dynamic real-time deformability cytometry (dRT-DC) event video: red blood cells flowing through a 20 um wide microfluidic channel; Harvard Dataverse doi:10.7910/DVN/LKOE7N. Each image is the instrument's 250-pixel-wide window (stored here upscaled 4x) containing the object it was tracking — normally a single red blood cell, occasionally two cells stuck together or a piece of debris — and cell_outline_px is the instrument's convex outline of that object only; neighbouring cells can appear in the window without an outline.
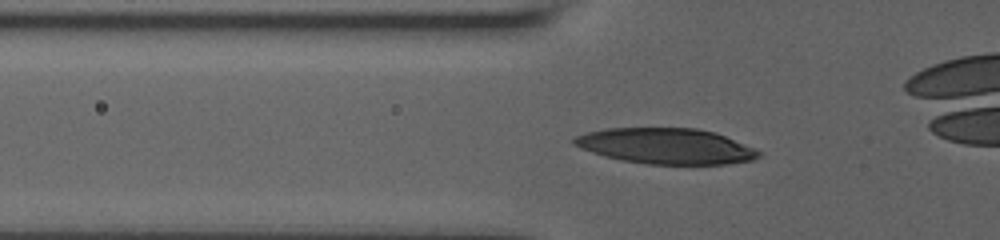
{"species": "human", "species_latin": "Homo sapiens", "temperature_condition": "room temperature", "stored_images_in_passage": 50, "camera_frame_rate_fps": 3000, "um_per_image_px": 0.085, "donor": {"sex": "male"}, "frame": {"image": 1, "passage_image": 20, "time_ms": 6.333, "image_size_px": [1000, 240], "cell_outline_px": [[760, 156], [752, 160], [724, 164], [648, 164], [620, 160], [604, 156], [592, 152], [572, 144], [572, 140], [576, 136], [588, 132], [608, 128], [696, 128], [716, 132], [756, 148], [760, 152]], "centroid_in_image_um": [56.63, 12.41], "position_along_channel_um": 69.2, "area_um2": 38.38}}
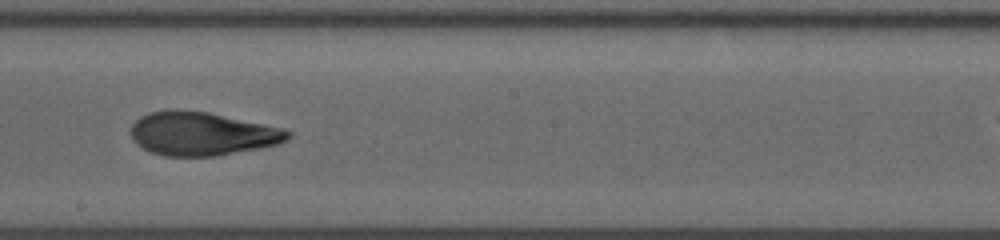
{"frame": {"image": 2, "passage_image": 33, "time_ms": 10.667, "image_size_px": [1000, 240], "cell_outline_px": [[292, 136], [288, 140], [280, 144], [216, 156], [164, 156], [152, 152], [136, 144], [132, 140], [132, 124], [140, 116], [148, 112], [208, 112], [284, 128], [292, 132]], "centroid_in_image_um": [17.23, 11.4], "position_along_channel_um": 231.0, "area_um2": 39.25}}
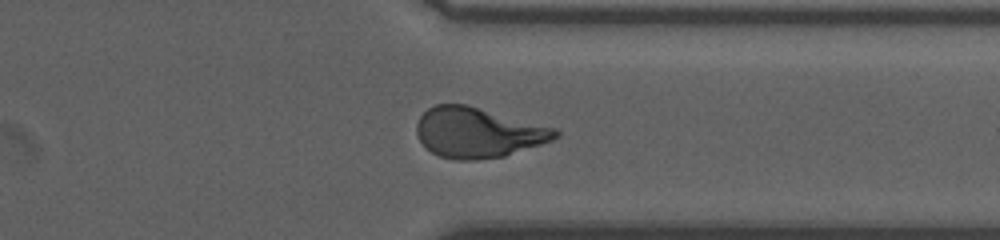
{"frame": {"image": 3, "passage_image": 44, "time_ms": 14.333, "image_size_px": [1000, 240], "cell_outline_px": [[560, 136], [552, 140], [504, 156], [476, 160], [456, 160], [440, 156], [432, 152], [420, 140], [416, 132], [416, 124], [420, 116], [428, 108], [436, 104], [464, 104], [556, 128], [560, 132]], "centroid_in_image_um": [40.62, 11.27], "position_along_channel_um": 370.8, "area_um2": 40.17}}